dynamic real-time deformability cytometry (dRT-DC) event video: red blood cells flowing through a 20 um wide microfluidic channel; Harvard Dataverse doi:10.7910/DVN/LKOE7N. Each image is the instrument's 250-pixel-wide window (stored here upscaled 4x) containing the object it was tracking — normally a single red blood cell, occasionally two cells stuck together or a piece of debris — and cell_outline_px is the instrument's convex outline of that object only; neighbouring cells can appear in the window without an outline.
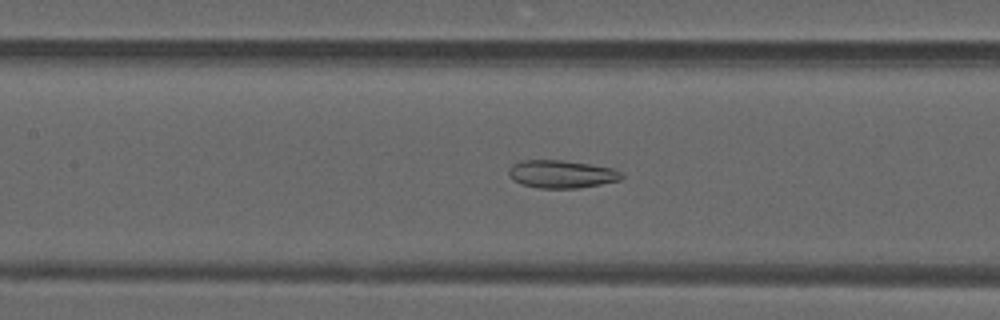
{"species": "common noctule bat (a hibernating species)", "species_latin": "Nyctalus noctula", "temperature_condition": "warm", "stored_images_in_passage": 44, "camera_frame_rate_fps": 3000, "um_per_image_px": 0.085, "animal": {"sex": "male", "forearm_length_mm": 52.5}, "frame": {"image": 1, "passage_image": 22, "time_ms": 7.0, "image_size_px": [1000, 320], "cell_outline_px": [[624, 176], [620, 180], [580, 188], [540, 188], [520, 184], [512, 180], [508, 176], [508, 168], [512, 164], [520, 160], [560, 160], [588, 164], [612, 168], [620, 172]], "centroid_in_image_um": [47.67, 14.8], "position_along_channel_um": 159.7, "area_um2": 18.38}}
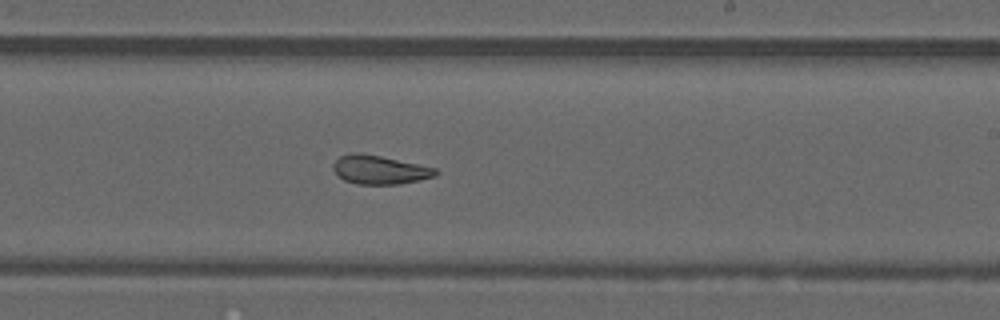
{"frame": {"image": 2, "passage_image": 29, "time_ms": 9.333, "image_size_px": [1000, 320], "cell_outline_px": [[440, 172], [436, 176], [400, 184], [356, 184], [344, 180], [332, 168], [332, 164], [340, 156], [352, 152], [360, 152], [420, 164], [436, 168]], "centroid_in_image_um": [32.28, 14.42], "position_along_channel_um": 256.7, "area_um2": 17.22}}
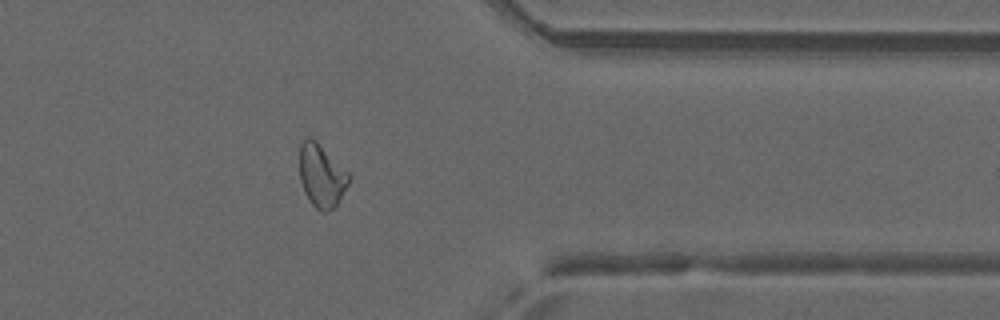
{"frame": {"image": 3, "passage_image": 39, "time_ms": 12.667, "image_size_px": [1000, 320], "cell_outline_px": [[352, 180], [336, 204], [332, 208], [324, 212], [320, 212], [312, 204], [304, 192], [300, 180], [300, 144], [304, 136], [308, 136], [316, 140], [352, 176]], "centroid_in_image_um": [27.33, 14.91], "position_along_channel_um": 384.1, "area_um2": 18.21}, "authors_computed_cell_mechanics": {"area_um2": 18.496, "velocity_mm_per_s": 4.1717, "shape_relaxation_time_tau1_ms": null, "shape_relaxation_time_tau2_ms": 2.2224, "deformation_change_tau1": null, "deformation_change_tau2": 0.1023}}